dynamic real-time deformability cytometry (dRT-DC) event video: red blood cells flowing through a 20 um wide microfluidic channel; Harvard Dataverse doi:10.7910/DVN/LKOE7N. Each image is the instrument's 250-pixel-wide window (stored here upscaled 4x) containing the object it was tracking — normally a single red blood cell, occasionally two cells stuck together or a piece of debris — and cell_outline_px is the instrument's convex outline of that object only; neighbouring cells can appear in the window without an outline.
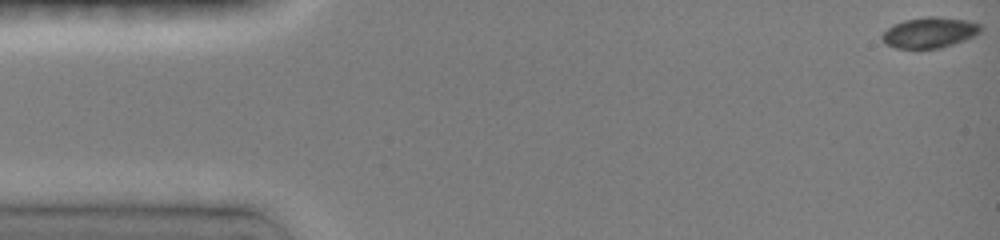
{"species": "common noctule bat (a hibernating species)", "species_latin": "Nyctalus noctula", "temperature_condition": "room temperature", "stored_images_in_passage": 22, "camera_frame_rate_fps": 3000, "um_per_image_px": 0.085, "animal": {"sex": "female", "body_mass_g": 19.0, "forearm_length_mm": 51.5}, "frame": {"image": 1, "passage_image": 1, "time_ms": 0.0, "image_size_px": [1000, 240], "cell_outline_px": [[984, 28], [976, 36], [940, 48], [896, 48], [884, 44], [880, 36], [888, 28], [904, 20], [928, 16], [936, 16], [968, 20], [980, 24]], "centroid_in_image_um": [79.04, 2.76], "position_along_channel_um": 6.0, "area_um2": 17.69}}
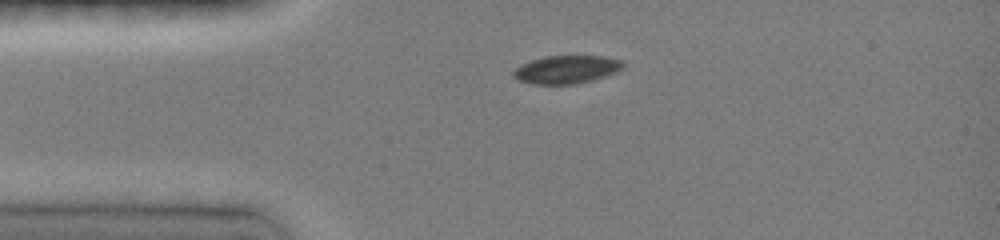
{"frame": {"image": 2, "passage_image": 16, "time_ms": 3.333, "image_size_px": [1000, 240], "cell_outline_px": [[624, 68], [616, 72], [592, 80], [576, 84], [532, 84], [516, 80], [512, 76], [512, 72], [520, 64], [544, 56], [604, 56], [624, 60]], "centroid_in_image_um": [48.14, 5.9], "position_along_channel_um": 36.9, "area_um2": 18.15}}
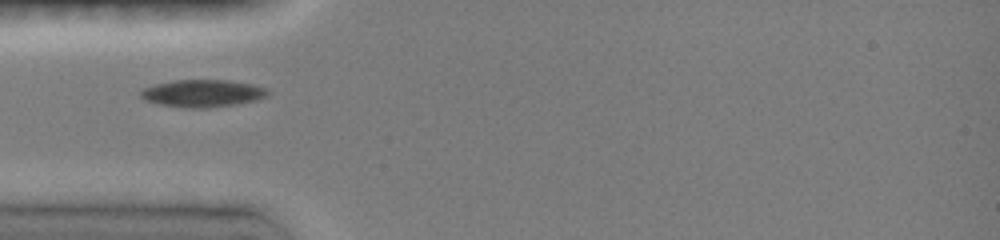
{"frame": {"image": 3, "passage_image": 21, "time_ms": 4.667, "image_size_px": [1000, 240], "cell_outline_px": [[268, 96], [260, 100], [236, 104], [208, 108], [184, 108], [160, 104], [144, 100], [140, 96], [140, 92], [144, 88], [152, 84], [172, 80], [228, 80], [252, 84], [268, 88]], "centroid_in_image_um": [17.23, 7.93], "position_along_channel_um": 67.8, "area_um2": 20.58}}